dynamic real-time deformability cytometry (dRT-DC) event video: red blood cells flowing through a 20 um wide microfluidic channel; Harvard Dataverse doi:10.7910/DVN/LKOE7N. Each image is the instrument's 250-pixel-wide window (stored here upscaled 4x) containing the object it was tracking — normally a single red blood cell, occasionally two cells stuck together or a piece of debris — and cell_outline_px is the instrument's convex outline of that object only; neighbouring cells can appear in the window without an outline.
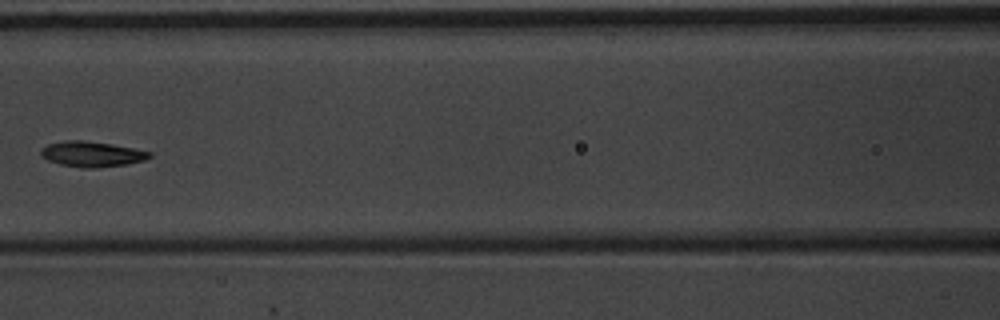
{"species": "common noctule bat (a hibernating species)", "species_latin": "Nyctalus noctula", "temperature_condition": "warm", "stored_images_in_passage": 8, "camera_frame_rate_fps": 3000, "um_per_image_px": 0.085, "animal": {"sex": "male", "body_mass_g": 20.1, "forearm_length_mm": 53.5}, "frame": {"image": 1, "passage_image": 8, "time_ms": 2.333, "image_size_px": [1000, 320], "cell_outline_px": [[152, 156], [144, 160], [128, 164], [96, 168], [84, 168], [60, 164], [48, 160], [40, 156], [40, 148], [48, 144], [64, 140], [84, 140], [112, 144], [152, 152]], "centroid_in_image_um": [7.78, 13.09], "position_along_channel_um": 158.8, "area_um2": 16.18}}